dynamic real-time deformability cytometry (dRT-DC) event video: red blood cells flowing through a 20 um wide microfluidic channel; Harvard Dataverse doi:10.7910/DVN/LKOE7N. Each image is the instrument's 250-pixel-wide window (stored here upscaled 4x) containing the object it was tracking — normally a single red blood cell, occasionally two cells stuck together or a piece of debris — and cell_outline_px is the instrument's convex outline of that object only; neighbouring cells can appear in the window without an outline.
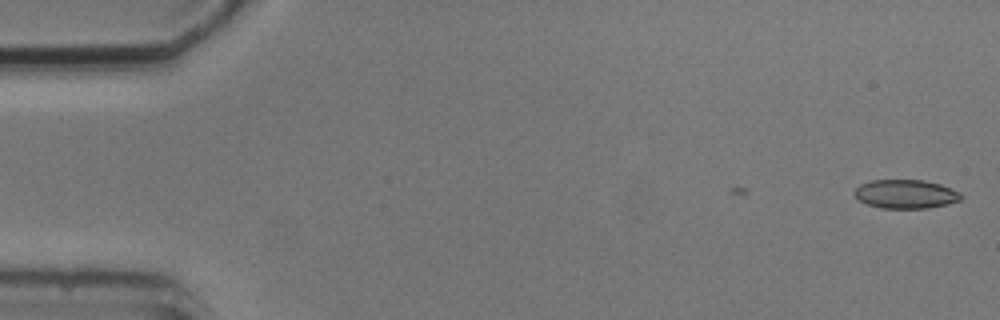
{"species": "common noctule bat (a hibernating species)", "species_latin": "Nyctalus noctula", "temperature_condition": "cold", "stored_images_in_passage": 4, "camera_frame_rate_fps": 3000, "um_per_image_px": 0.085, "animal": {"sex": "male", "body_mass_g": 20.5, "forearm_length_mm": 52.5}, "frame": {"image": 1, "passage_image": 1, "time_ms": 0.0, "image_size_px": [1000, 320], "cell_outline_px": [[964, 196], [960, 200], [948, 204], [928, 208], [880, 208], [868, 204], [860, 200], [852, 192], [860, 184], [872, 180], [924, 180], [940, 184], [960, 192]], "centroid_in_image_um": [77.0, 16.49], "position_along_channel_um": 8.0, "area_um2": 17.92}}
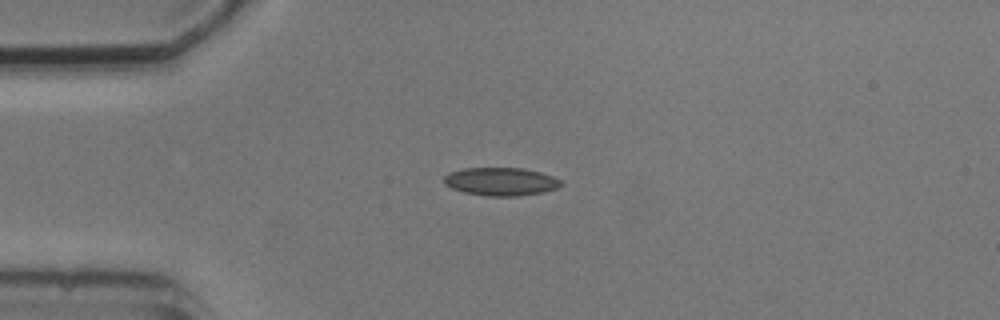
{"frame": {"image": 2, "passage_image": 4, "time_ms": 4.0, "image_size_px": [1000, 320], "cell_outline_px": [[564, 184], [556, 188], [544, 192], [520, 196], [484, 196], [464, 192], [452, 188], [444, 184], [444, 176], [448, 172], [464, 168], [524, 168], [540, 172], [552, 176], [560, 180]], "centroid_in_image_um": [42.56, 15.43], "position_along_channel_um": 42.4, "area_um2": 19.31}}